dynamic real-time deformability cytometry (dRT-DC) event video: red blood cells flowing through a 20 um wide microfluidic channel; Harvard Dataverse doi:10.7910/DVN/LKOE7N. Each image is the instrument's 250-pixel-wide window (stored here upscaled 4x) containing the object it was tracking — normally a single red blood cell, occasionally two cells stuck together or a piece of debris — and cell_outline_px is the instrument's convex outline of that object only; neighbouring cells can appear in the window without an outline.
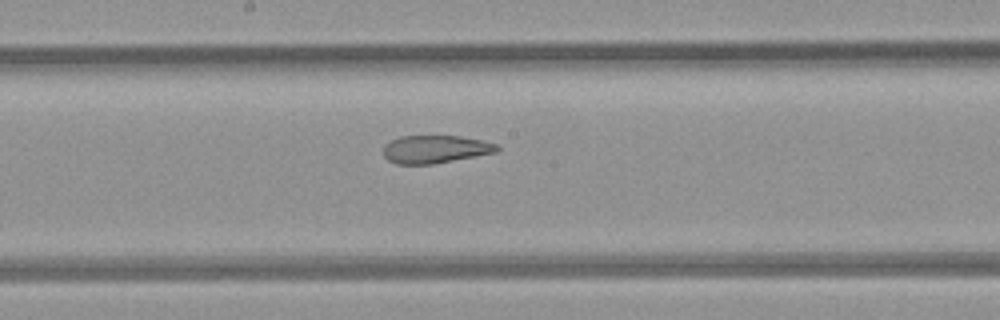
{"species": "common noctule bat (a hibernating species)", "species_latin": "Nyctalus noctula", "temperature_condition": "room temperature", "stored_images_in_passage": 15, "camera_frame_rate_fps": 3000, "um_per_image_px": 0.085, "animal": {"sex": "female", "body_mass_g": 21.9}, "frame": {"image": 1, "passage_image": 11, "time_ms": 3.333, "image_size_px": [1000, 320], "cell_outline_px": [[500, 148], [496, 152], [432, 164], [396, 164], [388, 160], [384, 156], [384, 144], [400, 136], [460, 136], [480, 140], [496, 144]], "centroid_in_image_um": [36.96, 12.68], "position_along_channel_um": 211.2, "area_um2": 18.26}}